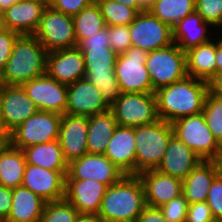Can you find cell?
Here are the masks:
<instances>
[{"instance_id":"6da1fadb","label":"cell","mask_w":222,"mask_h":222,"mask_svg":"<svg viewBox=\"0 0 222 222\" xmlns=\"http://www.w3.org/2000/svg\"><path fill=\"white\" fill-rule=\"evenodd\" d=\"M208 93V82L186 76L155 91L161 120L172 123L179 118L199 114Z\"/></svg>"},{"instance_id":"7a4b0ae2","label":"cell","mask_w":222,"mask_h":222,"mask_svg":"<svg viewBox=\"0 0 222 222\" xmlns=\"http://www.w3.org/2000/svg\"><path fill=\"white\" fill-rule=\"evenodd\" d=\"M145 206V191L140 177L124 175L107 188L98 215L104 222H136Z\"/></svg>"},{"instance_id":"3957f363","label":"cell","mask_w":222,"mask_h":222,"mask_svg":"<svg viewBox=\"0 0 222 222\" xmlns=\"http://www.w3.org/2000/svg\"><path fill=\"white\" fill-rule=\"evenodd\" d=\"M47 51L34 35H19L0 73V85H19L46 73Z\"/></svg>"},{"instance_id":"277c9868","label":"cell","mask_w":222,"mask_h":222,"mask_svg":"<svg viewBox=\"0 0 222 222\" xmlns=\"http://www.w3.org/2000/svg\"><path fill=\"white\" fill-rule=\"evenodd\" d=\"M172 135L171 123L161 119L135 127V175L158 167Z\"/></svg>"},{"instance_id":"5b68a950","label":"cell","mask_w":222,"mask_h":222,"mask_svg":"<svg viewBox=\"0 0 222 222\" xmlns=\"http://www.w3.org/2000/svg\"><path fill=\"white\" fill-rule=\"evenodd\" d=\"M171 126L173 134L203 161H222V145L208 128L202 112L179 118Z\"/></svg>"},{"instance_id":"8992f818","label":"cell","mask_w":222,"mask_h":222,"mask_svg":"<svg viewBox=\"0 0 222 222\" xmlns=\"http://www.w3.org/2000/svg\"><path fill=\"white\" fill-rule=\"evenodd\" d=\"M145 66L152 89L156 91L187 76L186 52L173 43L168 47L148 52Z\"/></svg>"},{"instance_id":"52a82bcc","label":"cell","mask_w":222,"mask_h":222,"mask_svg":"<svg viewBox=\"0 0 222 222\" xmlns=\"http://www.w3.org/2000/svg\"><path fill=\"white\" fill-rule=\"evenodd\" d=\"M110 111L121 126L138 127L160 120L155 93H122Z\"/></svg>"},{"instance_id":"ba28073f","label":"cell","mask_w":222,"mask_h":222,"mask_svg":"<svg viewBox=\"0 0 222 222\" xmlns=\"http://www.w3.org/2000/svg\"><path fill=\"white\" fill-rule=\"evenodd\" d=\"M148 52L130 47L118 54L114 73L122 93H155L145 63Z\"/></svg>"},{"instance_id":"9c48e42d","label":"cell","mask_w":222,"mask_h":222,"mask_svg":"<svg viewBox=\"0 0 222 222\" xmlns=\"http://www.w3.org/2000/svg\"><path fill=\"white\" fill-rule=\"evenodd\" d=\"M61 119V114L38 110L11 131L10 145L23 150L32 145L58 139Z\"/></svg>"},{"instance_id":"30bf717a","label":"cell","mask_w":222,"mask_h":222,"mask_svg":"<svg viewBox=\"0 0 222 222\" xmlns=\"http://www.w3.org/2000/svg\"><path fill=\"white\" fill-rule=\"evenodd\" d=\"M47 52L77 46L73 17L48 6L33 34Z\"/></svg>"},{"instance_id":"8fae6325","label":"cell","mask_w":222,"mask_h":222,"mask_svg":"<svg viewBox=\"0 0 222 222\" xmlns=\"http://www.w3.org/2000/svg\"><path fill=\"white\" fill-rule=\"evenodd\" d=\"M132 47L146 52L165 48L174 43L173 28L163 23L149 10L141 11L129 25Z\"/></svg>"},{"instance_id":"7c38bea8","label":"cell","mask_w":222,"mask_h":222,"mask_svg":"<svg viewBox=\"0 0 222 222\" xmlns=\"http://www.w3.org/2000/svg\"><path fill=\"white\" fill-rule=\"evenodd\" d=\"M39 110L65 114L67 85L59 83L46 73L21 85Z\"/></svg>"},{"instance_id":"4fadbf2b","label":"cell","mask_w":222,"mask_h":222,"mask_svg":"<svg viewBox=\"0 0 222 222\" xmlns=\"http://www.w3.org/2000/svg\"><path fill=\"white\" fill-rule=\"evenodd\" d=\"M124 175L105 155L87 153L68 164L65 179H91L109 187Z\"/></svg>"},{"instance_id":"5bb4252c","label":"cell","mask_w":222,"mask_h":222,"mask_svg":"<svg viewBox=\"0 0 222 222\" xmlns=\"http://www.w3.org/2000/svg\"><path fill=\"white\" fill-rule=\"evenodd\" d=\"M38 110L22 86L0 85V118L10 131H13Z\"/></svg>"},{"instance_id":"9a60e30c","label":"cell","mask_w":222,"mask_h":222,"mask_svg":"<svg viewBox=\"0 0 222 222\" xmlns=\"http://www.w3.org/2000/svg\"><path fill=\"white\" fill-rule=\"evenodd\" d=\"M82 51L76 46L47 53L46 74L64 85H70L85 77Z\"/></svg>"},{"instance_id":"2e32d148","label":"cell","mask_w":222,"mask_h":222,"mask_svg":"<svg viewBox=\"0 0 222 222\" xmlns=\"http://www.w3.org/2000/svg\"><path fill=\"white\" fill-rule=\"evenodd\" d=\"M110 110L100 91L85 78L67 86L65 114L92 116Z\"/></svg>"},{"instance_id":"e0dca14e","label":"cell","mask_w":222,"mask_h":222,"mask_svg":"<svg viewBox=\"0 0 222 222\" xmlns=\"http://www.w3.org/2000/svg\"><path fill=\"white\" fill-rule=\"evenodd\" d=\"M88 116L63 114L58 141L69 164L87 154Z\"/></svg>"},{"instance_id":"ac0fdd59","label":"cell","mask_w":222,"mask_h":222,"mask_svg":"<svg viewBox=\"0 0 222 222\" xmlns=\"http://www.w3.org/2000/svg\"><path fill=\"white\" fill-rule=\"evenodd\" d=\"M22 186L46 202L59 201L65 196V176L40 166L26 164Z\"/></svg>"},{"instance_id":"d6986e66","label":"cell","mask_w":222,"mask_h":222,"mask_svg":"<svg viewBox=\"0 0 222 222\" xmlns=\"http://www.w3.org/2000/svg\"><path fill=\"white\" fill-rule=\"evenodd\" d=\"M108 186L96 180L65 179L64 199L79 213L98 214Z\"/></svg>"},{"instance_id":"ffe728a7","label":"cell","mask_w":222,"mask_h":222,"mask_svg":"<svg viewBox=\"0 0 222 222\" xmlns=\"http://www.w3.org/2000/svg\"><path fill=\"white\" fill-rule=\"evenodd\" d=\"M143 183L146 205L161 207L182 195V180L156 169L138 175Z\"/></svg>"},{"instance_id":"44dd1931","label":"cell","mask_w":222,"mask_h":222,"mask_svg":"<svg viewBox=\"0 0 222 222\" xmlns=\"http://www.w3.org/2000/svg\"><path fill=\"white\" fill-rule=\"evenodd\" d=\"M135 127L117 125L104 155L125 175H135Z\"/></svg>"},{"instance_id":"7402d4cb","label":"cell","mask_w":222,"mask_h":222,"mask_svg":"<svg viewBox=\"0 0 222 222\" xmlns=\"http://www.w3.org/2000/svg\"><path fill=\"white\" fill-rule=\"evenodd\" d=\"M202 159L174 134L156 170L184 180Z\"/></svg>"},{"instance_id":"603a6c76","label":"cell","mask_w":222,"mask_h":222,"mask_svg":"<svg viewBox=\"0 0 222 222\" xmlns=\"http://www.w3.org/2000/svg\"><path fill=\"white\" fill-rule=\"evenodd\" d=\"M47 7L39 1L18 0L3 11L6 28L19 35H33Z\"/></svg>"},{"instance_id":"cb8c5ba5","label":"cell","mask_w":222,"mask_h":222,"mask_svg":"<svg viewBox=\"0 0 222 222\" xmlns=\"http://www.w3.org/2000/svg\"><path fill=\"white\" fill-rule=\"evenodd\" d=\"M222 171V161H201L182 181V195L189 204L204 202L214 178Z\"/></svg>"},{"instance_id":"d4e9b609","label":"cell","mask_w":222,"mask_h":222,"mask_svg":"<svg viewBox=\"0 0 222 222\" xmlns=\"http://www.w3.org/2000/svg\"><path fill=\"white\" fill-rule=\"evenodd\" d=\"M209 27V28H208ZM215 30L209 23L194 11L179 21L173 27V39L183 51L201 45L212 39L211 30Z\"/></svg>"},{"instance_id":"484cf974","label":"cell","mask_w":222,"mask_h":222,"mask_svg":"<svg viewBox=\"0 0 222 222\" xmlns=\"http://www.w3.org/2000/svg\"><path fill=\"white\" fill-rule=\"evenodd\" d=\"M46 201L24 186L13 188L11 210L4 222H41Z\"/></svg>"},{"instance_id":"4316f807","label":"cell","mask_w":222,"mask_h":222,"mask_svg":"<svg viewBox=\"0 0 222 222\" xmlns=\"http://www.w3.org/2000/svg\"><path fill=\"white\" fill-rule=\"evenodd\" d=\"M185 52L187 76L208 82L216 74V38Z\"/></svg>"},{"instance_id":"83f0119b","label":"cell","mask_w":222,"mask_h":222,"mask_svg":"<svg viewBox=\"0 0 222 222\" xmlns=\"http://www.w3.org/2000/svg\"><path fill=\"white\" fill-rule=\"evenodd\" d=\"M23 152L27 164L59 171L64 176L67 175L68 163L64 159L58 139L29 146L24 148Z\"/></svg>"},{"instance_id":"f1b7e54d","label":"cell","mask_w":222,"mask_h":222,"mask_svg":"<svg viewBox=\"0 0 222 222\" xmlns=\"http://www.w3.org/2000/svg\"><path fill=\"white\" fill-rule=\"evenodd\" d=\"M116 126L117 122L110 110L89 116L87 153L104 155Z\"/></svg>"},{"instance_id":"f546056e","label":"cell","mask_w":222,"mask_h":222,"mask_svg":"<svg viewBox=\"0 0 222 222\" xmlns=\"http://www.w3.org/2000/svg\"><path fill=\"white\" fill-rule=\"evenodd\" d=\"M26 158L22 149L11 145L0 149V185L16 188L22 185Z\"/></svg>"},{"instance_id":"4dcf8cb0","label":"cell","mask_w":222,"mask_h":222,"mask_svg":"<svg viewBox=\"0 0 222 222\" xmlns=\"http://www.w3.org/2000/svg\"><path fill=\"white\" fill-rule=\"evenodd\" d=\"M149 11L173 28L195 11V0H155Z\"/></svg>"},{"instance_id":"1f68e13d","label":"cell","mask_w":222,"mask_h":222,"mask_svg":"<svg viewBox=\"0 0 222 222\" xmlns=\"http://www.w3.org/2000/svg\"><path fill=\"white\" fill-rule=\"evenodd\" d=\"M73 25L77 45L88 36L96 34L106 27L99 5L95 0L73 16Z\"/></svg>"},{"instance_id":"d6a6232c","label":"cell","mask_w":222,"mask_h":222,"mask_svg":"<svg viewBox=\"0 0 222 222\" xmlns=\"http://www.w3.org/2000/svg\"><path fill=\"white\" fill-rule=\"evenodd\" d=\"M85 73L114 72L118 54L110 47H88L82 52Z\"/></svg>"},{"instance_id":"836d02e7","label":"cell","mask_w":222,"mask_h":222,"mask_svg":"<svg viewBox=\"0 0 222 222\" xmlns=\"http://www.w3.org/2000/svg\"><path fill=\"white\" fill-rule=\"evenodd\" d=\"M99 5L106 26H129L139 12L114 0H95Z\"/></svg>"},{"instance_id":"e575fe53","label":"cell","mask_w":222,"mask_h":222,"mask_svg":"<svg viewBox=\"0 0 222 222\" xmlns=\"http://www.w3.org/2000/svg\"><path fill=\"white\" fill-rule=\"evenodd\" d=\"M84 78L99 89L109 106L122 94L114 72L85 73Z\"/></svg>"},{"instance_id":"d590c367","label":"cell","mask_w":222,"mask_h":222,"mask_svg":"<svg viewBox=\"0 0 222 222\" xmlns=\"http://www.w3.org/2000/svg\"><path fill=\"white\" fill-rule=\"evenodd\" d=\"M202 113L208 128L222 145V97L208 91Z\"/></svg>"},{"instance_id":"8d00e7d4","label":"cell","mask_w":222,"mask_h":222,"mask_svg":"<svg viewBox=\"0 0 222 222\" xmlns=\"http://www.w3.org/2000/svg\"><path fill=\"white\" fill-rule=\"evenodd\" d=\"M78 210L65 199L46 202L41 222H75Z\"/></svg>"},{"instance_id":"74e56055","label":"cell","mask_w":222,"mask_h":222,"mask_svg":"<svg viewBox=\"0 0 222 222\" xmlns=\"http://www.w3.org/2000/svg\"><path fill=\"white\" fill-rule=\"evenodd\" d=\"M195 11L216 31L222 29V0H195Z\"/></svg>"},{"instance_id":"f35d334b","label":"cell","mask_w":222,"mask_h":222,"mask_svg":"<svg viewBox=\"0 0 222 222\" xmlns=\"http://www.w3.org/2000/svg\"><path fill=\"white\" fill-rule=\"evenodd\" d=\"M188 206V200L183 195H180L162 205L159 209L167 222H185Z\"/></svg>"},{"instance_id":"ab89813d","label":"cell","mask_w":222,"mask_h":222,"mask_svg":"<svg viewBox=\"0 0 222 222\" xmlns=\"http://www.w3.org/2000/svg\"><path fill=\"white\" fill-rule=\"evenodd\" d=\"M110 47L117 53L122 54L132 46L129 26H108Z\"/></svg>"},{"instance_id":"60d3db41","label":"cell","mask_w":222,"mask_h":222,"mask_svg":"<svg viewBox=\"0 0 222 222\" xmlns=\"http://www.w3.org/2000/svg\"><path fill=\"white\" fill-rule=\"evenodd\" d=\"M206 202L214 219L222 220V171L212 181Z\"/></svg>"},{"instance_id":"b9f144b4","label":"cell","mask_w":222,"mask_h":222,"mask_svg":"<svg viewBox=\"0 0 222 222\" xmlns=\"http://www.w3.org/2000/svg\"><path fill=\"white\" fill-rule=\"evenodd\" d=\"M94 0H51L49 6L66 15L74 16Z\"/></svg>"},{"instance_id":"7bdbcfd3","label":"cell","mask_w":222,"mask_h":222,"mask_svg":"<svg viewBox=\"0 0 222 222\" xmlns=\"http://www.w3.org/2000/svg\"><path fill=\"white\" fill-rule=\"evenodd\" d=\"M214 219L206 201L189 204L185 222H210Z\"/></svg>"},{"instance_id":"ee69618b","label":"cell","mask_w":222,"mask_h":222,"mask_svg":"<svg viewBox=\"0 0 222 222\" xmlns=\"http://www.w3.org/2000/svg\"><path fill=\"white\" fill-rule=\"evenodd\" d=\"M18 36V33L8 29L0 33V73L5 68L6 62L12 53L14 42Z\"/></svg>"},{"instance_id":"f6af8a7d","label":"cell","mask_w":222,"mask_h":222,"mask_svg":"<svg viewBox=\"0 0 222 222\" xmlns=\"http://www.w3.org/2000/svg\"><path fill=\"white\" fill-rule=\"evenodd\" d=\"M110 46L108 26L82 40L77 47L84 52L88 47Z\"/></svg>"},{"instance_id":"bcb514c9","label":"cell","mask_w":222,"mask_h":222,"mask_svg":"<svg viewBox=\"0 0 222 222\" xmlns=\"http://www.w3.org/2000/svg\"><path fill=\"white\" fill-rule=\"evenodd\" d=\"M13 189L0 185V222H4L11 210Z\"/></svg>"},{"instance_id":"7dc6e473","label":"cell","mask_w":222,"mask_h":222,"mask_svg":"<svg viewBox=\"0 0 222 222\" xmlns=\"http://www.w3.org/2000/svg\"><path fill=\"white\" fill-rule=\"evenodd\" d=\"M136 222H167L158 207L146 205Z\"/></svg>"},{"instance_id":"c3c4849f","label":"cell","mask_w":222,"mask_h":222,"mask_svg":"<svg viewBox=\"0 0 222 222\" xmlns=\"http://www.w3.org/2000/svg\"><path fill=\"white\" fill-rule=\"evenodd\" d=\"M208 91L213 95L222 97V73L215 74L208 81Z\"/></svg>"},{"instance_id":"681fc988","label":"cell","mask_w":222,"mask_h":222,"mask_svg":"<svg viewBox=\"0 0 222 222\" xmlns=\"http://www.w3.org/2000/svg\"><path fill=\"white\" fill-rule=\"evenodd\" d=\"M11 131L6 127L3 120L0 118V149L10 146Z\"/></svg>"},{"instance_id":"f907efd6","label":"cell","mask_w":222,"mask_h":222,"mask_svg":"<svg viewBox=\"0 0 222 222\" xmlns=\"http://www.w3.org/2000/svg\"><path fill=\"white\" fill-rule=\"evenodd\" d=\"M216 56H215V62H216V74L222 73V37L220 36V33L216 34ZM218 38V39H217Z\"/></svg>"},{"instance_id":"816d5d0a","label":"cell","mask_w":222,"mask_h":222,"mask_svg":"<svg viewBox=\"0 0 222 222\" xmlns=\"http://www.w3.org/2000/svg\"><path fill=\"white\" fill-rule=\"evenodd\" d=\"M75 222H104L98 214L79 213Z\"/></svg>"},{"instance_id":"f5cc1de1","label":"cell","mask_w":222,"mask_h":222,"mask_svg":"<svg viewBox=\"0 0 222 222\" xmlns=\"http://www.w3.org/2000/svg\"><path fill=\"white\" fill-rule=\"evenodd\" d=\"M117 2H120L122 4H125L128 7L135 8L138 12L144 11L138 4L137 0H114Z\"/></svg>"},{"instance_id":"db71d44e","label":"cell","mask_w":222,"mask_h":222,"mask_svg":"<svg viewBox=\"0 0 222 222\" xmlns=\"http://www.w3.org/2000/svg\"><path fill=\"white\" fill-rule=\"evenodd\" d=\"M155 0H137L139 6L145 11L149 10Z\"/></svg>"},{"instance_id":"11a10c76","label":"cell","mask_w":222,"mask_h":222,"mask_svg":"<svg viewBox=\"0 0 222 222\" xmlns=\"http://www.w3.org/2000/svg\"><path fill=\"white\" fill-rule=\"evenodd\" d=\"M18 0H0V12H3L6 8L16 3Z\"/></svg>"},{"instance_id":"9f6ffc18","label":"cell","mask_w":222,"mask_h":222,"mask_svg":"<svg viewBox=\"0 0 222 222\" xmlns=\"http://www.w3.org/2000/svg\"><path fill=\"white\" fill-rule=\"evenodd\" d=\"M6 25H5V20H4V15L3 12H0V33L6 31Z\"/></svg>"},{"instance_id":"6f0895ef","label":"cell","mask_w":222,"mask_h":222,"mask_svg":"<svg viewBox=\"0 0 222 222\" xmlns=\"http://www.w3.org/2000/svg\"><path fill=\"white\" fill-rule=\"evenodd\" d=\"M31 1H39L41 3L47 4L49 6L51 0H31Z\"/></svg>"},{"instance_id":"680465c9","label":"cell","mask_w":222,"mask_h":222,"mask_svg":"<svg viewBox=\"0 0 222 222\" xmlns=\"http://www.w3.org/2000/svg\"><path fill=\"white\" fill-rule=\"evenodd\" d=\"M210 222H222V220H220V219H213V220L210 221Z\"/></svg>"},{"instance_id":"91938a15","label":"cell","mask_w":222,"mask_h":222,"mask_svg":"<svg viewBox=\"0 0 222 222\" xmlns=\"http://www.w3.org/2000/svg\"><path fill=\"white\" fill-rule=\"evenodd\" d=\"M218 33H221V35H220V36L222 37V29H221V30H219V32H218Z\"/></svg>"}]
</instances>
